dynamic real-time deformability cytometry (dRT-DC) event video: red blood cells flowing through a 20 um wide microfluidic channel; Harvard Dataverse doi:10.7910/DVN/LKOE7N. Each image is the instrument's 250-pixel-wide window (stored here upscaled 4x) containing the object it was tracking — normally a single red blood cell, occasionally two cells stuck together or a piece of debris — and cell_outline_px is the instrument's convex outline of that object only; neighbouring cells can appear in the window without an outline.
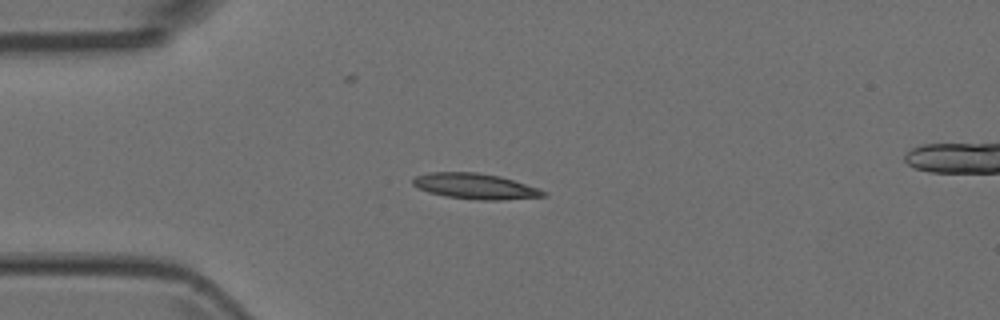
{"species": "Egyptian fruit bat (a non-hibernating species)", "species_latin": "Rousettus aegyptiacus", "temperature_condition": "room temperature", "stored_images_in_passage": 4, "camera_frame_rate_fps": 3000, "um_per_image_px": 0.085, "animal": {"sex": "female"}, "frame": {"image": 1, "passage_image": 1, "time_ms": 0.0, "image_size_px": [1000, 320], "cell_outline_px": [[548, 196], [504, 200], [476, 200], [444, 196], [428, 192], [412, 184], [412, 180], [416, 176], [428, 172], [476, 172], [500, 176], [548, 192]], "centroid_in_image_um": [40.39, 15.84], "position_along_channel_um": 44.6, "area_um2": 19.48}}
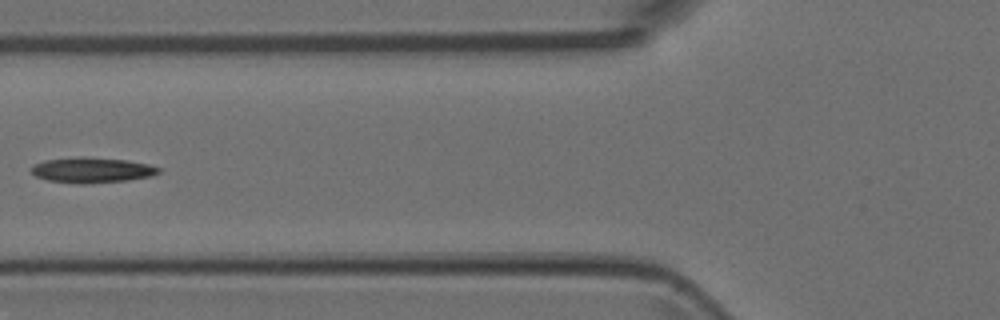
{"frame": {"image": 2, "passage_image": 3, "time_ms": 0.667, "image_size_px": [1000, 320], "cell_outline_px": [[160, 172], [152, 176], [128, 180], [84, 184], [76, 184], [48, 180], [36, 176], [32, 172], [32, 164], [44, 160], [80, 156], [84, 156], [128, 160], [148, 164], [160, 168]], "centroid_in_image_um": [7.81, 14.45], "position_along_channel_um": 118.0, "area_um2": 19.02}}
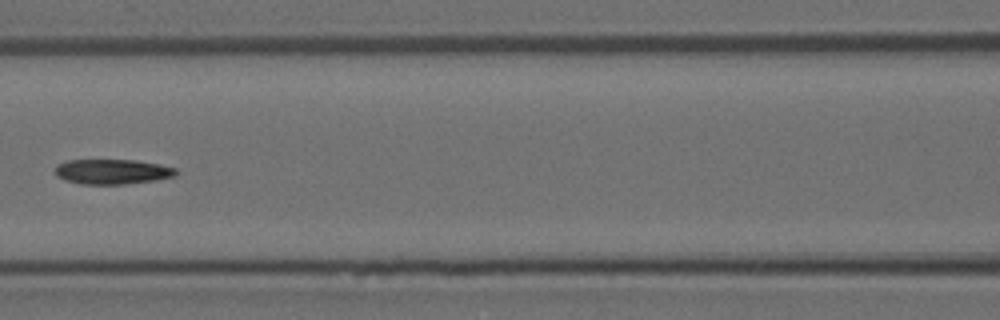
{"frame": {"image": 3, "passage_image": 4, "time_ms": 1.0, "image_size_px": [1000, 320], "cell_outline_px": [[176, 172], [172, 176], [156, 180], [124, 184], [80, 184], [64, 180], [56, 176], [56, 164], [68, 160], [136, 160], [160, 164], [176, 168]], "centroid_in_image_um": [9.51, 14.59], "position_along_channel_um": 157.1, "area_um2": 17.57}}